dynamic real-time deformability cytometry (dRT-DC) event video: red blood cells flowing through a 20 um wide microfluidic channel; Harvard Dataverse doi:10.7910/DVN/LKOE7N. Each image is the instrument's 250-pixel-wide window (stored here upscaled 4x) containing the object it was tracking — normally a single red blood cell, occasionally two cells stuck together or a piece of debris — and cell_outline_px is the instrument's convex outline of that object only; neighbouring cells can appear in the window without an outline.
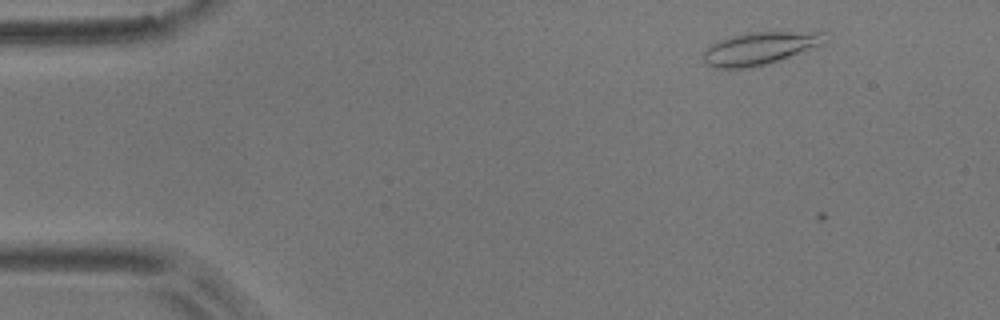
{"species": "common noctule bat (a hibernating species)", "species_latin": "Nyctalus noctula", "temperature_condition": "room temperature", "stored_images_in_passage": 7, "camera_frame_rate_fps": 3000, "um_per_image_px": 0.085, "animal": {"sex": "male", "body_mass_g": 17.9}, "frame": {"image": 1, "passage_image": 6, "time_ms": 1.667, "image_size_px": [1000, 320], "cell_outline_px": [[824, 44], [780, 60], [748, 68], [716, 68], [704, 64], [700, 56], [704, 48], [716, 40], [748, 32], [824, 32]], "centroid_in_image_um": [64.47, 4.12], "position_along_channel_um": 20.5, "area_um2": 23.29}}